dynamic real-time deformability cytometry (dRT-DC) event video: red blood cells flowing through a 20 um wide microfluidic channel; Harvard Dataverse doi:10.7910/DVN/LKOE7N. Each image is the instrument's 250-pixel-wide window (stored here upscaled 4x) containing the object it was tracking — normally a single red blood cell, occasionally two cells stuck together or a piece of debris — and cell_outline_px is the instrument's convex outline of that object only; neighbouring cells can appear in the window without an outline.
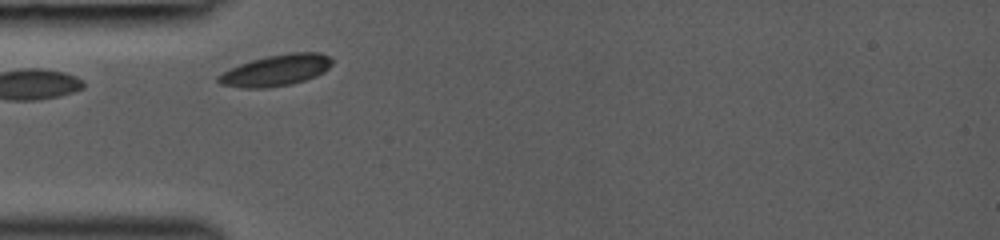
{"species": "common noctule bat (a hibernating species)", "species_latin": "Nyctalus noctula", "temperature_condition": "room temperature", "stored_images_in_passage": 12, "camera_frame_rate_fps": 3000, "um_per_image_px": 0.085, "animal": {"sex": "female", "body_mass_g": 19.0, "forearm_length_mm": 53.3}, "frame": {"image": 1, "passage_image": 1, "time_ms": 0.0, "image_size_px": [1000, 240], "cell_outline_px": [[332, 64], [324, 72], [316, 76], [304, 80], [288, 84], [268, 88], [244, 88], [220, 84], [216, 80], [216, 76], [240, 64], [252, 60], [268, 56], [288, 52], [320, 52], [328, 56], [332, 60]], "centroid_in_image_um": [23.47, 5.97], "position_along_channel_um": 61.5, "area_um2": 20.58}}
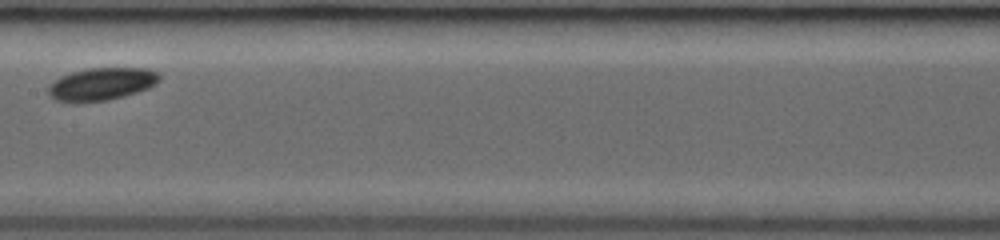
{"frame": {"image": 2, "passage_image": 6, "time_ms": 3.333, "image_size_px": [1000, 240], "cell_outline_px": [[160, 80], [156, 84], [148, 88], [124, 96], [108, 100], [56, 100], [48, 96], [48, 84], [52, 80], [60, 76], [72, 72], [88, 68], [148, 68], [160, 72]], "centroid_in_image_um": [8.66, 7.1], "position_along_channel_um": 198.7, "area_um2": 20.92}}
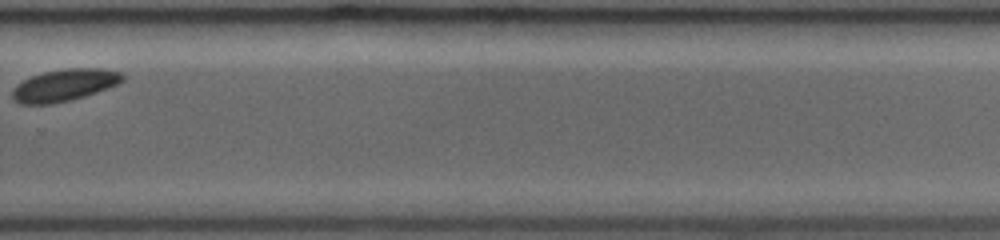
{"frame": {"image": 3, "passage_image": 10, "time_ms": 6.333, "image_size_px": [1000, 240], "cell_outline_px": [[124, 80], [120, 84], [84, 96], [52, 104], [20, 104], [12, 100], [12, 88], [16, 84], [32, 76], [44, 72], [68, 68], [100, 68], [120, 72], [124, 76]], "centroid_in_image_um": [5.46, 7.24], "position_along_channel_um": 324.3, "area_um2": 20.58}}